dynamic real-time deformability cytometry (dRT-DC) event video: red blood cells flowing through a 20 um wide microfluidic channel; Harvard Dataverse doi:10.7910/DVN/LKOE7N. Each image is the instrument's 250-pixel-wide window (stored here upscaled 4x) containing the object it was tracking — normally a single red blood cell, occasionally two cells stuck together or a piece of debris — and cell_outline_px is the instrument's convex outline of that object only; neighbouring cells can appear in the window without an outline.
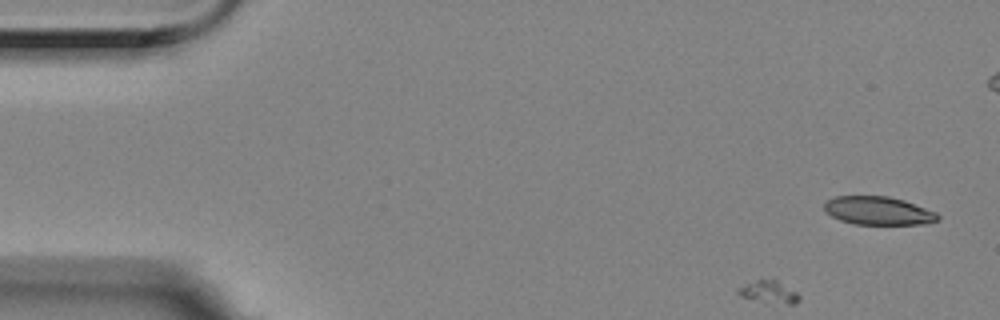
{"species": "Egyptian fruit bat (a non-hibernating species)", "species_latin": "Rousettus aegyptiacus", "temperature_condition": "room temperature", "stored_images_in_passage": 5, "camera_frame_rate_fps": 3000, "um_per_image_px": 0.085, "animal": {"sex": "female"}, "frame": {"image": 1, "passage_image": 1, "time_ms": 0.0, "image_size_px": [1000, 320], "cell_outline_px": [[940, 220], [920, 224], [856, 224], [840, 220], [824, 212], [824, 204], [828, 200], [836, 196], [888, 196], [904, 200], [936, 212], [940, 216]], "centroid_in_image_um": [74.64, 17.91], "position_along_channel_um": 10.4, "area_um2": 18.67}}